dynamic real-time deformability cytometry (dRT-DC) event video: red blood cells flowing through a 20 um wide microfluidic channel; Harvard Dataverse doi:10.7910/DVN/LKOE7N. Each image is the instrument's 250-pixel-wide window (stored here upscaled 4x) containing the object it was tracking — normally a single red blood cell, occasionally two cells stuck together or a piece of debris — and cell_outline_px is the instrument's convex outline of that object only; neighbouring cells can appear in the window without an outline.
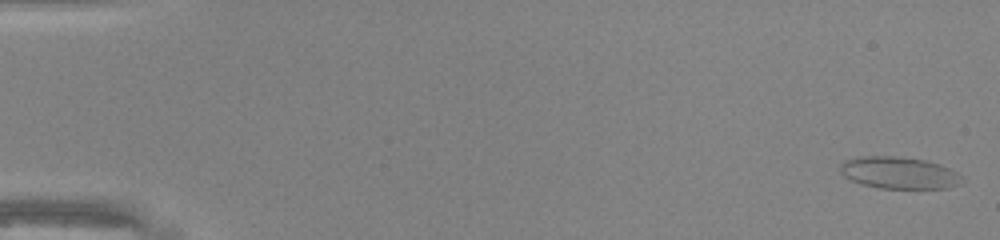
{"species": "common noctule bat (a hibernating species)", "species_latin": "Nyctalus noctula", "temperature_condition": "warm", "stored_images_in_passage": 50, "camera_frame_rate_fps": 3000, "um_per_image_px": 0.085, "animal": {"sex": "male", "body_mass_g": 20.0, "forearm_length_mm": 53.3}, "frame": {"image": 1, "passage_image": 2, "time_ms": 0.333, "image_size_px": [1000, 240], "cell_outline_px": [[960, 176], [952, 184], [944, 188], [880, 188], [864, 184], [852, 180], [844, 176], [840, 172], [840, 164], [848, 160], [864, 156], [892, 156], [924, 160], [948, 168], [956, 172]], "centroid_in_image_um": [76.3, 14.68], "position_along_channel_um": 8.7, "area_um2": 21.68}}
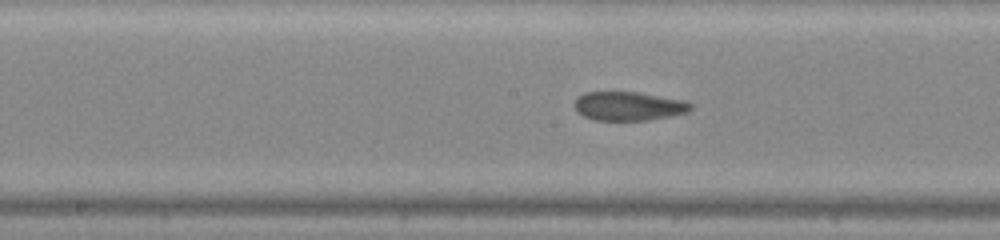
{"frame": {"image": 2, "passage_image": 27, "time_ms": 8.667, "image_size_px": [1000, 240], "cell_outline_px": [[692, 108], [688, 112], [648, 120], [596, 120], [584, 116], [576, 112], [572, 104], [584, 92], [636, 92], [684, 100], [692, 104]], "centroid_in_image_um": [53.4, 9.02], "position_along_channel_um": 194.8, "area_um2": 19.48}}
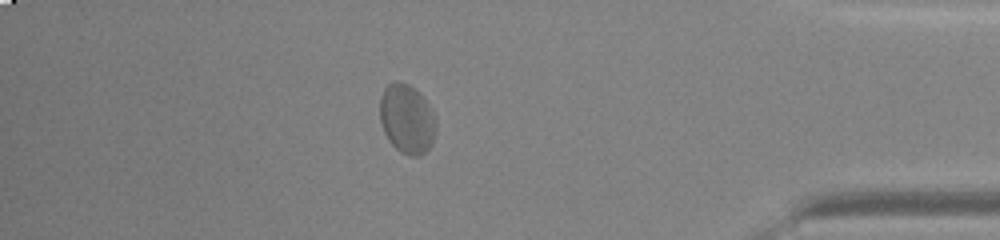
{"frame": {"image": 3, "passage_image": 44, "time_ms": 14.333, "image_size_px": [1000, 240], "cell_outline_px": [[436, 128], [432, 144], [420, 156], [408, 156], [400, 152], [388, 140], [384, 132], [380, 120], [380, 100], [384, 88], [392, 80], [396, 80], [408, 84], [416, 88], [428, 104], [436, 120]], "centroid_in_image_um": [34.58, 10.1], "position_along_channel_um": 400.6, "area_um2": 22.83}, "authors_computed_cell_mechanics": {"area_um2": 21.097, "velocity_mm_per_s": 4.2375, "shape_relaxation_time_tau1_ms": null, "shape_relaxation_time_tau2_ms": 1.0763, "deformation_change_tau1": null, "deformation_change_tau2": 0.0576}}